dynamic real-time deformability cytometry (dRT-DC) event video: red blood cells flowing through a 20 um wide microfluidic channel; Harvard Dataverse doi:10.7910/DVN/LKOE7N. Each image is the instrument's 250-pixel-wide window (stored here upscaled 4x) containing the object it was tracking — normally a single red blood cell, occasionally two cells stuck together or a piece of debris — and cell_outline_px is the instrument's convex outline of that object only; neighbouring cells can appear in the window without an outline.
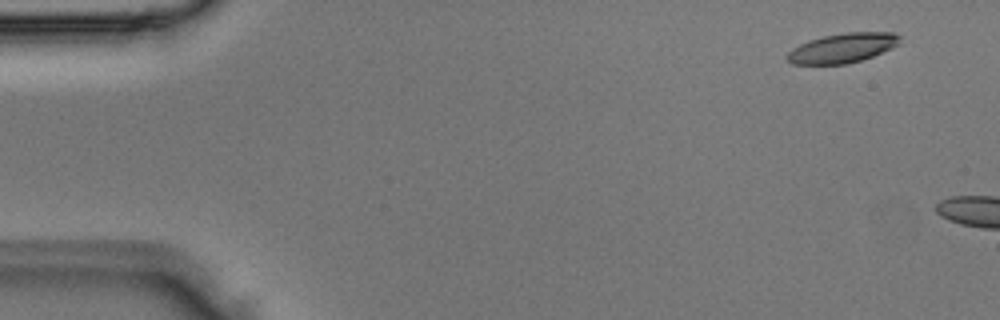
{"species": "Egyptian fruit bat (a non-hibernating species)", "species_latin": "Rousettus aegyptiacus", "temperature_condition": "room temperature", "stored_images_in_passage": 2, "camera_frame_rate_fps": 3000, "um_per_image_px": 0.085, "animal": {"sex": "male"}, "frame": {"image": 1, "passage_image": 1, "time_ms": 0.0, "image_size_px": [1000, 320], "cell_outline_px": [[900, 36], [896, 44], [892, 48], [872, 56], [848, 64], [792, 64], [784, 56], [792, 48], [800, 44], [824, 36], [844, 32], [892, 32]], "centroid_in_image_um": [71.58, 4.08], "position_along_channel_um": 13.4, "area_um2": 19.19}}